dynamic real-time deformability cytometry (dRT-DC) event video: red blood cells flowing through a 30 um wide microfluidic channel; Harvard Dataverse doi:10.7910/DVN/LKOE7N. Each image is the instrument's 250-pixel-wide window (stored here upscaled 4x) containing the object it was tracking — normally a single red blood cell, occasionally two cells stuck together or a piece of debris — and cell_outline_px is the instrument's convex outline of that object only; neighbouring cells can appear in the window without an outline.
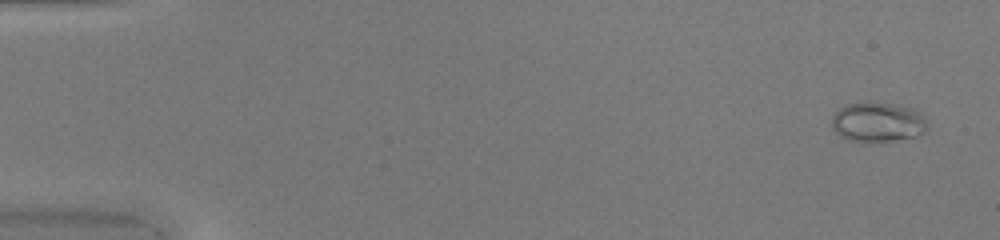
{"species": "common noctule bat (a hibernating species)", "species_latin": "Nyctalus noctula", "temperature_condition": "warm", "stored_images_in_passage": 15, "camera_frame_rate_fps": 3000, "um_per_image_px": 0.085, "animal": {"sex": "female", "body_mass_g": 20.0, "forearm_length_mm": 54.0}, "frame": {"image": 1, "passage_image": 3, "time_ms": 0.667, "image_size_px": [1000, 240], "cell_outline_px": [[928, 120], [924, 132], [916, 136], [892, 140], [848, 140], [840, 136], [832, 128], [832, 116], [840, 108], [848, 104], [892, 104], [912, 108], [920, 112]], "centroid_in_image_um": [74.63, 10.38], "position_along_channel_um": 10.4, "area_um2": 21.39}}